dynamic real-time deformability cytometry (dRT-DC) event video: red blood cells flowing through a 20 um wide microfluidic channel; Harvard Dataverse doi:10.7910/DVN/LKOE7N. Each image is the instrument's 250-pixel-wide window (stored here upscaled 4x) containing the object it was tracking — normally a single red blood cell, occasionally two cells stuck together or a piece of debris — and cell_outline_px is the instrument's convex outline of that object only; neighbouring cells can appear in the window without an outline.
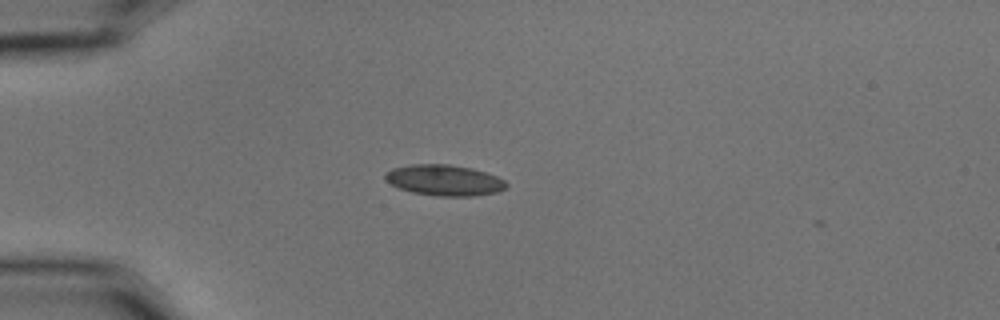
{"species": "common noctule bat (a hibernating species)", "species_latin": "Nyctalus noctula", "temperature_condition": "cold", "stored_images_in_passage": 3, "camera_frame_rate_fps": 3000, "um_per_image_px": 0.085, "animal": {"sex": "male", "body_mass_g": 15.6}, "frame": {"image": 1, "passage_image": 1, "time_ms": 0.0, "image_size_px": [1000, 320], "cell_outline_px": [[508, 184], [504, 188], [496, 192], [472, 196], [436, 196], [412, 192], [400, 188], [384, 180], [384, 176], [392, 168], [412, 164], [448, 164], [472, 168], [496, 176], [504, 180]], "centroid_in_image_um": [37.75, 15.31], "position_along_channel_um": 47.2, "area_um2": 21.62}}